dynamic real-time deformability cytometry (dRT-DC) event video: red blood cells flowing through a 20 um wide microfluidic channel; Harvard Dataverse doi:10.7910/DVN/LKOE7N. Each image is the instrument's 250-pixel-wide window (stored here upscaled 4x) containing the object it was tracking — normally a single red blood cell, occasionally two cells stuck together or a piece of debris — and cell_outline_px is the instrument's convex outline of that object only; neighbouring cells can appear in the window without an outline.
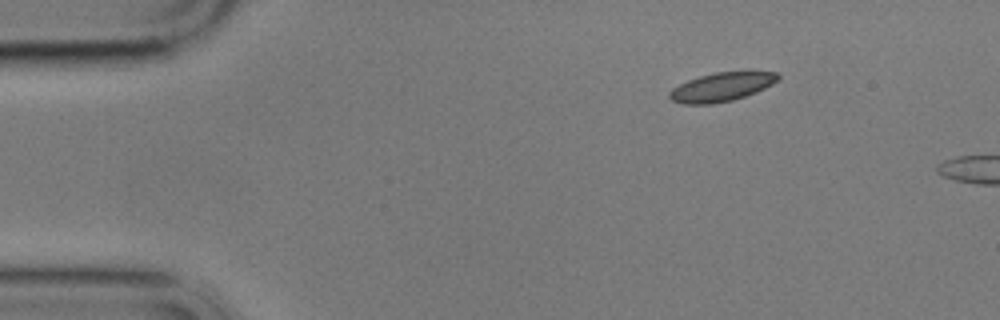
{"species": "common noctule bat (a hibernating species)", "species_latin": "Nyctalus noctula", "temperature_condition": "cold", "stored_images_in_passage": 2, "camera_frame_rate_fps": 3000, "um_per_image_px": 0.085, "animal": {"sex": "male", "body_mass_g": 17.9}, "frame": {"image": 1, "passage_image": 1, "time_ms": 0.0, "image_size_px": [1000, 320], "cell_outline_px": [[780, 76], [772, 84], [756, 92], [732, 100], [712, 104], [684, 104], [672, 100], [668, 96], [668, 92], [672, 88], [688, 80], [700, 76], [716, 72], [780, 72]], "centroid_in_image_um": [61.3, 7.4], "position_along_channel_um": 23.7, "area_um2": 17.98}}